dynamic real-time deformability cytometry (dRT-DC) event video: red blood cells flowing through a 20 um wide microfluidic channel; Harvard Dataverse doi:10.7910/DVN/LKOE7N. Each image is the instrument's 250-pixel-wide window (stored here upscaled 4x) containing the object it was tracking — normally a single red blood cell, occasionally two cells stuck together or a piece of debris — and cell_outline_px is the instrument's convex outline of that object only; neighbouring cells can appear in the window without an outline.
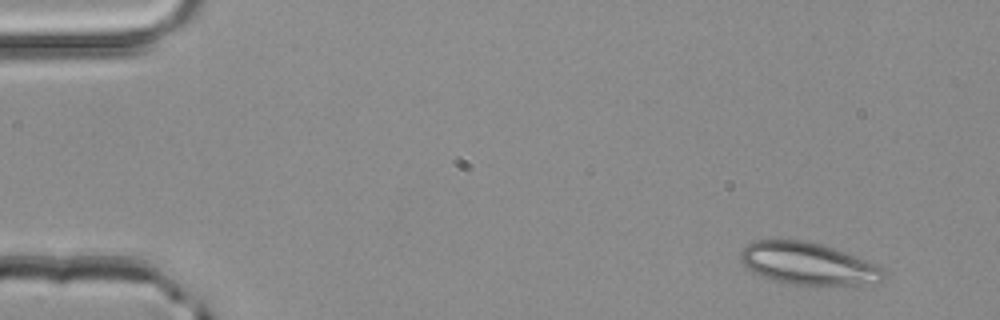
{"species": "common noctule bat (a hibernating species)", "species_latin": "Nyctalus noctula", "temperature_condition": "room temperature", "stored_images_in_passage": 2, "camera_frame_rate_fps": 3000, "um_per_image_px": 0.085, "animal": {"sex": "male", "body_mass_g": 20.4}, "frame": {"image": 1, "passage_image": 2, "time_ms": 0.333, "image_size_px": [1000, 320], "cell_outline_px": [[888, 272], [880, 284], [788, 284], [772, 280], [760, 276], [752, 272], [740, 260], [740, 252], [752, 240], [804, 240], [824, 244], [884, 268]], "centroid_in_image_um": [68.69, 22.41], "position_along_channel_um": 16.3, "area_um2": 35.2}}